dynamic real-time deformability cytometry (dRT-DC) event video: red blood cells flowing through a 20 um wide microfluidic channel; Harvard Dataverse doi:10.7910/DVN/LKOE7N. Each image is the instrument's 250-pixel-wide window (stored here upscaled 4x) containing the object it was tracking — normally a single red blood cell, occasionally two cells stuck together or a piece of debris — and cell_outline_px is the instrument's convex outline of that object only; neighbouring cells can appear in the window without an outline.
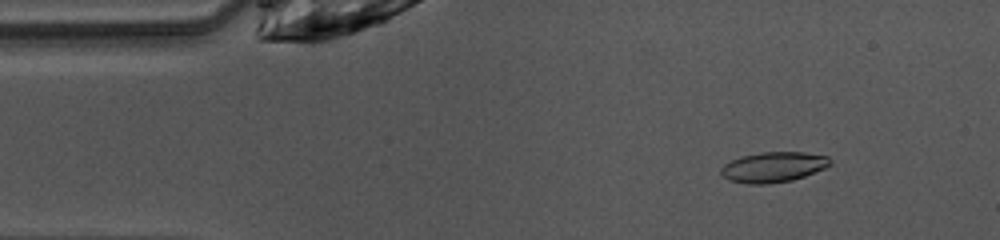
{"species": "common noctule bat (a hibernating species)", "species_latin": "Nyctalus noctula", "temperature_condition": "warm", "stored_images_in_passage": 47, "camera_frame_rate_fps": 3000, "um_per_image_px": 0.085, "animal": {"sex": "female", "body_mass_g": 10.0, "forearm_length_mm": 53.1}, "frame": {"image": 1, "passage_image": 5, "time_ms": 1.333, "image_size_px": [1000, 240], "cell_outline_px": [[832, 164], [824, 168], [804, 176], [792, 180], [768, 184], [748, 184], [728, 180], [720, 172], [720, 168], [724, 164], [740, 156], [760, 152], [804, 152], [828, 156], [832, 160]], "centroid_in_image_um": [65.73, 14.19], "position_along_channel_um": 19.3, "area_um2": 19.36}}
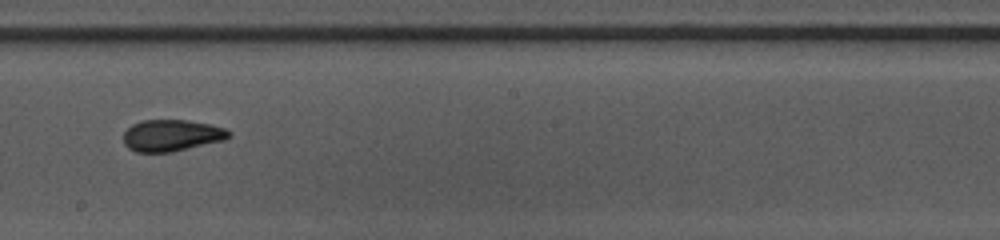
{"frame": {"image": 2, "passage_image": 25, "time_ms": 8.0, "image_size_px": [1000, 240], "cell_outline_px": [[232, 136], [224, 140], [172, 152], [136, 152], [128, 148], [124, 144], [124, 132], [132, 124], [140, 120], [188, 120], [212, 124], [224, 128]], "centroid_in_image_um": [14.57, 11.51], "position_along_channel_um": 233.6, "area_um2": 19.48}}
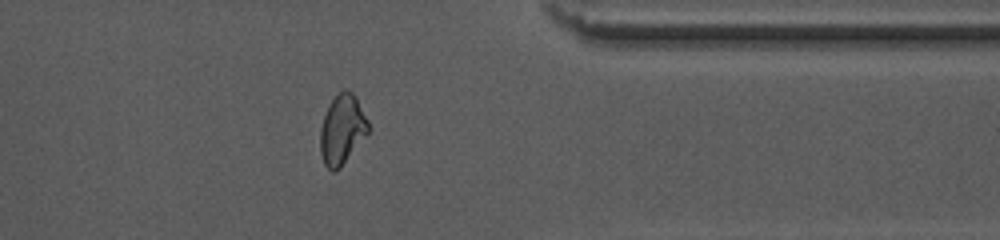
{"frame": {"image": 3, "passage_image": 37, "time_ms": 12.0, "image_size_px": [1000, 240], "cell_outline_px": [[368, 132], [340, 168], [336, 172], [332, 172], [324, 164], [320, 152], [320, 128], [328, 104], [344, 88], [352, 92], [356, 96], [368, 120]], "centroid_in_image_um": [29.06, 11.01], "position_along_channel_um": 382.3, "area_um2": 19.42}, "authors_computed_cell_mechanics": {"area_um2": 19.4208, "velocity_mm_per_s": 4.0727, "shape_relaxation_time_tau1_ms": 5.4836, "shape_relaxation_time_tau2_ms": 1.9642, "deformation_change_tau1": 0.1772, "deformation_change_tau2": 0.0519}}